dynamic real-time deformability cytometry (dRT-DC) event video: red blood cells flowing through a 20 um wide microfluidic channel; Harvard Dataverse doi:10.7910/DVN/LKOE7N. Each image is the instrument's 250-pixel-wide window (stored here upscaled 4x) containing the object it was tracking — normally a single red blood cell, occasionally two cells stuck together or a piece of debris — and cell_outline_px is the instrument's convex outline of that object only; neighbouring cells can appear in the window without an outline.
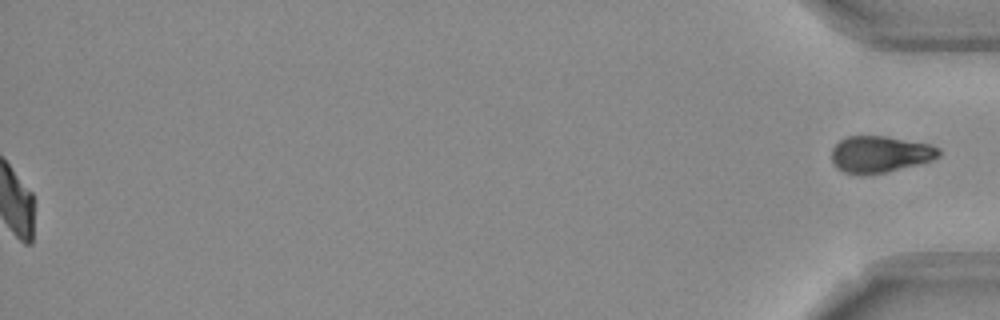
{"species": "Egyptian fruit bat (a non-hibernating species)", "species_latin": "Rousettus aegyptiacus", "temperature_condition": "room temperature", "stored_images_in_passage": 48, "segment_of_instrument_passage": [2, 2], "camera_frame_rate_fps": 3000, "um_per_image_px": 0.085, "frame": {"image": 1, "passage_image": 48, "time_ms": 15.667, "image_size_px": [1000, 320], "cell_outline_px": [[940, 156], [932, 160], [884, 172], [844, 172], [836, 168], [832, 160], [832, 148], [840, 140], [848, 136], [884, 136], [932, 144], [940, 148]], "centroid_in_image_um": [74.82, 13.07], "position_along_channel_um": 360.4, "area_um2": 22.31}}